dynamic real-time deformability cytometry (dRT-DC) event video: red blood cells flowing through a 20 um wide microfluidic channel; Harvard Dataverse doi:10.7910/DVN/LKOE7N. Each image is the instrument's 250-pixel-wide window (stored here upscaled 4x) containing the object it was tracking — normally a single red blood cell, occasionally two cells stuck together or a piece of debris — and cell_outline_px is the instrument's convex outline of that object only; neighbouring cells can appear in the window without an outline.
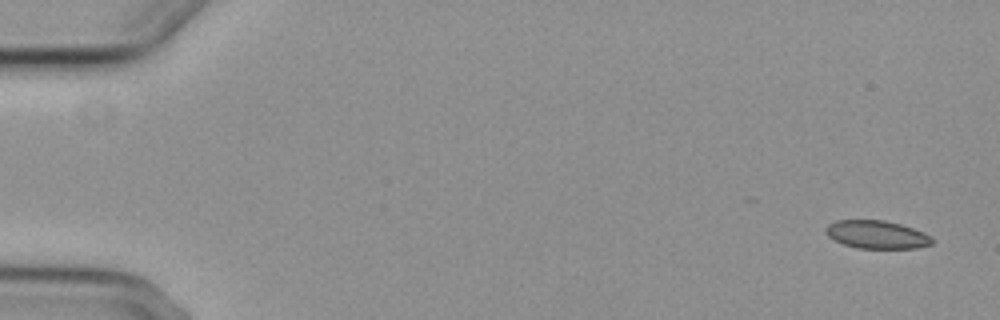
{"species": "common noctule bat (a hibernating species)", "species_latin": "Nyctalus noctula", "temperature_condition": "cold", "stored_images_in_passage": 5, "camera_frame_rate_fps": 3000, "um_per_image_px": 0.085, "animal": {"sex": "female", "body_mass_g": 29.2, "forearm_length_mm": 56.3}, "frame": {"image": 1, "passage_image": 1, "time_ms": 0.0, "image_size_px": [1000, 320], "cell_outline_px": [[932, 244], [916, 248], [856, 248], [844, 244], [828, 236], [824, 232], [824, 228], [828, 224], [836, 220], [884, 220], [900, 224], [924, 232], [932, 236]], "centroid_in_image_um": [74.51, 19.93], "position_along_channel_um": 10.5, "area_um2": 17.4}}
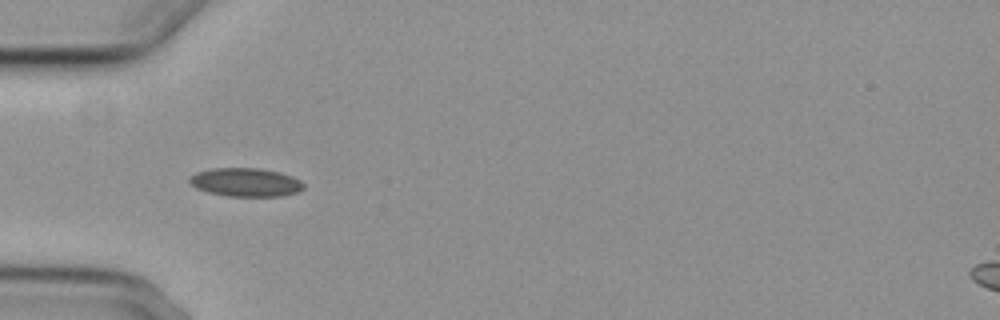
{"frame": {"image": 2, "passage_image": 5, "time_ms": 5.333, "image_size_px": [1000, 320], "cell_outline_px": [[304, 188], [296, 192], [284, 196], [228, 196], [208, 192], [196, 188], [188, 180], [188, 176], [196, 172], [212, 168], [260, 168], [280, 172], [292, 176], [300, 180], [304, 184]], "centroid_in_image_um": [20.87, 15.48], "position_along_channel_um": 64.1, "area_um2": 19.07}}